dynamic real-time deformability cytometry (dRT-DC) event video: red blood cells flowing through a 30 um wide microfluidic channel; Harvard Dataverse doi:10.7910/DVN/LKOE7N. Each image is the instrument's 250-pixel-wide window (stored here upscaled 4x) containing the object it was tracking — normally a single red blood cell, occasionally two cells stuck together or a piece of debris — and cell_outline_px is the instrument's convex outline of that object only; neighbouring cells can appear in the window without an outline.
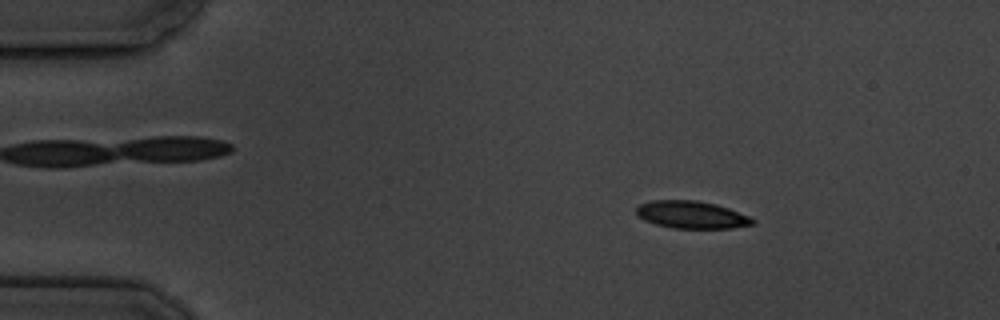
{"species": "common noctule bat (a hibernating species)", "species_latin": "Nyctalus noctula", "temperature_condition": "cold", "stored_images_in_passage": 12, "camera_frame_rate_fps": 3000, "um_per_image_px": 0.085, "animal": {"sex": "male", "body_mass_g": 19.5, "forearm_length_mm": 54.6}, "frame": {"image": 1, "passage_image": 2, "time_ms": 1.0, "image_size_px": [1000, 320], "cell_outline_px": [[756, 224], [732, 228], [672, 228], [656, 224], [644, 220], [636, 212], [636, 208], [640, 204], [652, 200], [696, 200], [716, 204], [728, 208], [748, 216], [756, 220]], "centroid_in_image_um": [58.8, 18.25], "position_along_channel_um": 26.2, "area_um2": 18.55}}
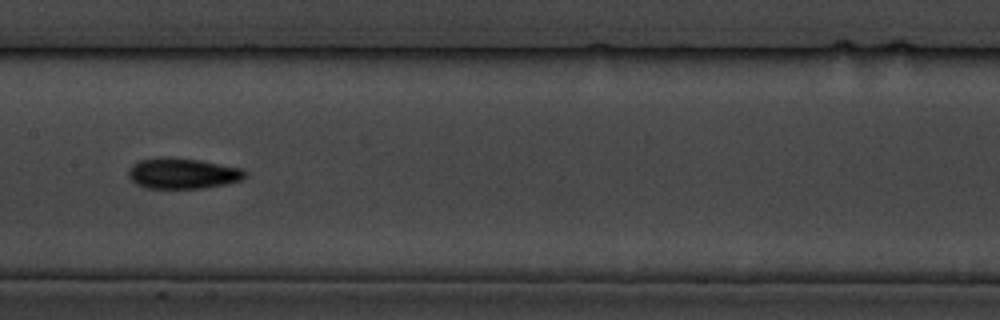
{"frame": {"image": 2, "passage_image": 7, "time_ms": 7.667, "image_size_px": [1000, 320], "cell_outline_px": [[248, 176], [240, 180], [228, 184], [204, 188], [144, 188], [136, 184], [128, 176], [128, 168], [132, 164], [140, 160], [168, 156], [200, 160], [240, 168], [248, 172]], "centroid_in_image_um": [15.52, 14.74], "position_along_channel_um": 191.9, "area_um2": 21.1}}
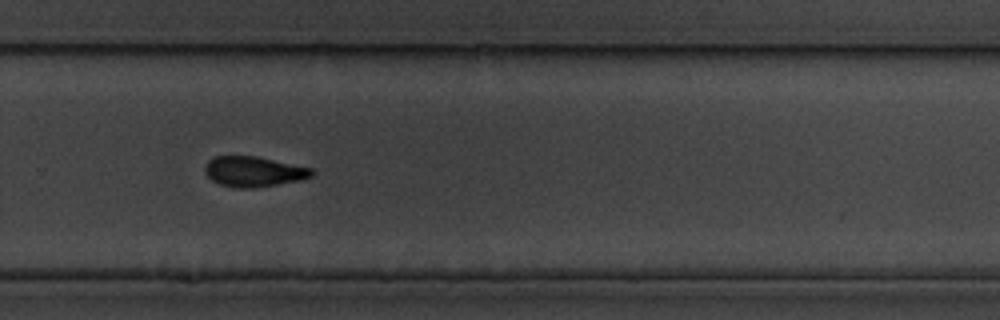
{"frame": {"image": 3, "passage_image": 10, "time_ms": 11.0, "image_size_px": [1000, 320], "cell_outline_px": [[316, 172], [312, 176], [300, 180], [252, 188], [236, 188], [220, 184], [212, 180], [204, 172], [204, 168], [208, 160], [212, 156], [256, 156], [312, 168]], "centroid_in_image_um": [21.55, 14.58], "position_along_channel_um": 308.3, "area_um2": 18.84}, "authors_computed_cell_mechanics": {"area_um2": 19.1896, "velocity_mm_per_s": 3.5153, "shape_relaxation_time_tau1_ms": 4.7516, "shape_relaxation_time_tau2_ms": 2.5906, "deformation_change_tau1": 0.1315, "deformation_change_tau2": 0.0864}}